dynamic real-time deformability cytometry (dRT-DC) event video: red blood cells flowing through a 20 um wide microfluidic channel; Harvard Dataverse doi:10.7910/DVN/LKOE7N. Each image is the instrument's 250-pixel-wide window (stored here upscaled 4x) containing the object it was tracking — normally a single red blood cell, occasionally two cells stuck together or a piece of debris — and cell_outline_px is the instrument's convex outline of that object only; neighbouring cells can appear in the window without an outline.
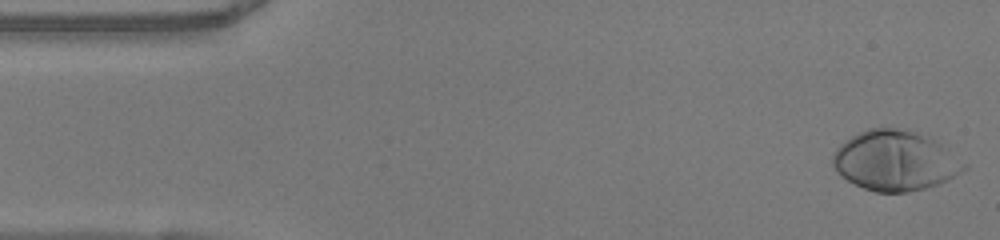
{"species": "human", "species_latin": "Homo sapiens", "temperature_condition": "warm", "stored_images_in_passage": 49, "camera_frame_rate_fps": 3000, "um_per_image_px": 0.085, "donor": {"sex": "female"}, "frame": {"image": 1, "passage_image": 1, "time_ms": 0.0, "image_size_px": [1000, 240], "cell_outline_px": [[968, 168], [948, 180], [940, 184], [908, 192], [876, 192], [864, 188], [848, 180], [832, 164], [832, 152], [844, 140], [868, 128], [896, 128], [912, 132], [932, 140], [940, 144], [968, 164]], "centroid_in_image_um": [76.08, 13.67], "position_along_channel_um": 8.9, "area_um2": 45.32}}
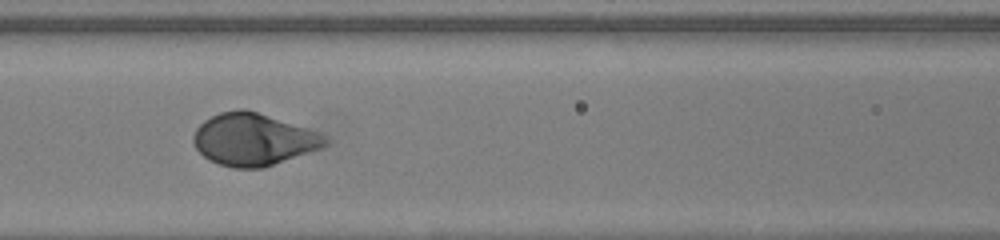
{"frame": {"image": 2, "passage_image": 20, "time_ms": 6.333, "image_size_px": [1000, 240], "cell_outline_px": [[332, 140], [324, 148], [264, 168], [232, 168], [208, 160], [196, 148], [192, 140], [192, 136], [196, 128], [204, 120], [220, 112], [240, 108], [244, 108], [308, 128], [320, 132], [328, 136]], "centroid_in_image_um": [21.59, 11.86], "position_along_channel_um": 145.0, "area_um2": 40.63}}
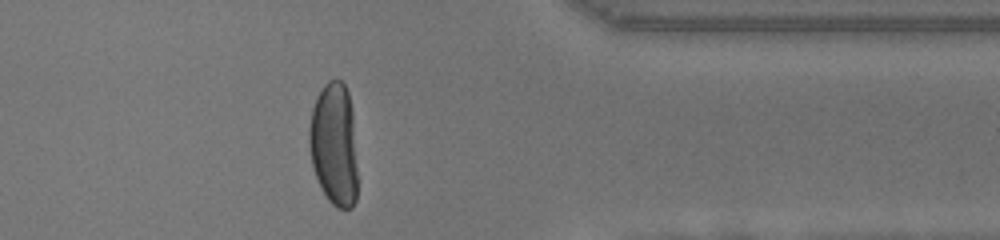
{"frame": {"image": 3, "passage_image": 39, "time_ms": 12.667, "image_size_px": [1000, 240], "cell_outline_px": [[356, 200], [352, 208], [336, 208], [328, 200], [316, 176], [312, 164], [308, 148], [308, 132], [312, 108], [316, 96], [324, 84], [328, 80], [340, 80], [344, 84], [348, 92], [352, 108], [356, 168]], "centroid_in_image_um": [28.37, 12.25], "position_along_channel_um": 383.0, "area_um2": 34.74}, "authors_computed_cell_mechanics": {"area_um2": 40.8068, "velocity_mm_per_s": 4.0306, "shape_relaxation_time_tau1_ms": 2.3678, "shape_relaxation_time_tau2_ms": null, "deformation_change_tau1": 0.1818, "deformation_change_tau2": null}}